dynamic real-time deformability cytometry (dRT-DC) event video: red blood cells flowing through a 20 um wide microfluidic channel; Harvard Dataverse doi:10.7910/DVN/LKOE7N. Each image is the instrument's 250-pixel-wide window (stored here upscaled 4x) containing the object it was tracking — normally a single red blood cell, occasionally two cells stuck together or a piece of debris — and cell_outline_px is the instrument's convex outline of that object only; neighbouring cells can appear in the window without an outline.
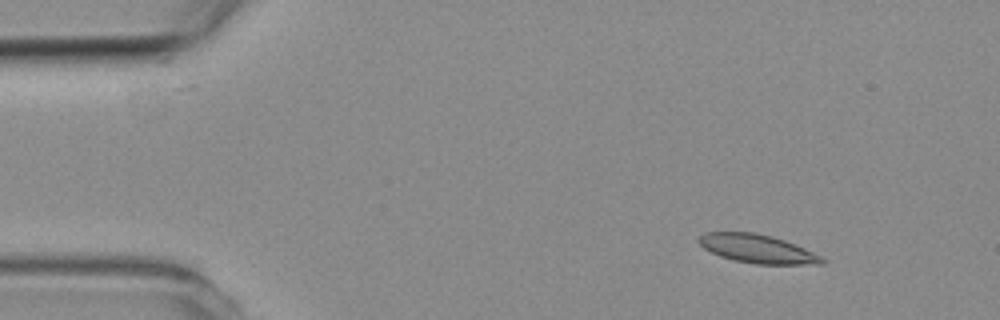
{"species": "common noctule bat (a hibernating species)", "species_latin": "Nyctalus noctula", "temperature_condition": "room temperature", "stored_images_in_passage": 8, "camera_frame_rate_fps": 3000, "um_per_image_px": 0.085, "animal": {"sex": "female", "body_mass_g": 19.3, "forearm_length_mm": 54.1}, "frame": {"image": 1, "passage_image": 1, "time_ms": 0.0, "image_size_px": [1000, 320], "cell_outline_px": [[828, 260], [824, 264], [756, 264], [732, 260], [720, 256], [704, 248], [696, 240], [704, 232], [752, 232], [772, 236], [784, 240], [824, 256]], "centroid_in_image_um": [64.41, 21.15], "position_along_channel_um": 20.6, "area_um2": 20.63}}
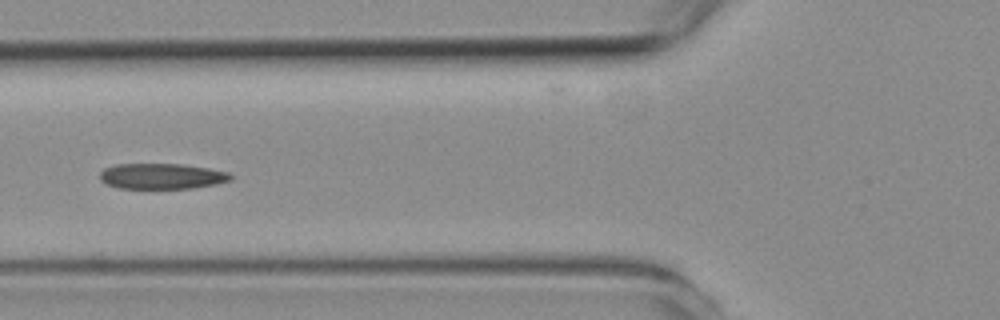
{"frame": {"image": 2, "passage_image": 5, "time_ms": 4.667, "image_size_px": [1000, 320], "cell_outline_px": [[232, 180], [216, 184], [192, 188], [120, 188], [104, 184], [100, 180], [100, 172], [104, 168], [116, 164], [184, 164], [208, 168], [228, 172], [232, 176]], "centroid_in_image_um": [13.74, 14.97], "position_along_channel_um": 112.1, "area_um2": 19.59}}
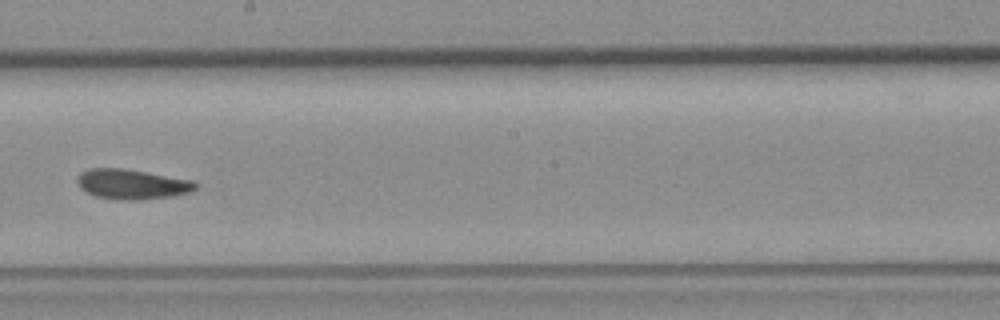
{"frame": {"image": 3, "passage_image": 8, "time_ms": 8.0, "image_size_px": [1000, 320], "cell_outline_px": [[200, 184], [196, 188], [188, 192], [172, 196], [140, 200], [116, 200], [96, 196], [80, 188], [76, 180], [76, 176], [80, 172], [88, 168], [124, 168], [192, 180]], "centroid_in_image_um": [11.19, 15.65], "position_along_channel_um": 237.0, "area_um2": 20.81}}